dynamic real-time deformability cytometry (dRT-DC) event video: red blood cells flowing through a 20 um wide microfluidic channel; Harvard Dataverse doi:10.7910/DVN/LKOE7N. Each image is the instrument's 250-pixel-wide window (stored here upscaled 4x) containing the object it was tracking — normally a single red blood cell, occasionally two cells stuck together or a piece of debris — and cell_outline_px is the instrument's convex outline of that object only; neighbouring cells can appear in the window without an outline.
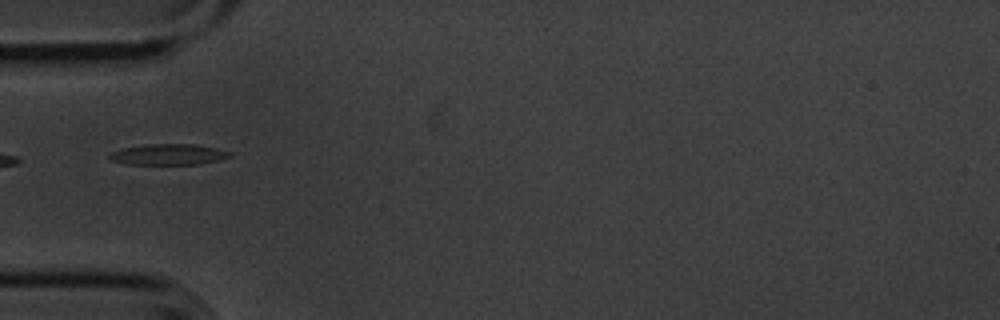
{"species": "common noctule bat (a hibernating species)", "species_latin": "Nyctalus noctula", "temperature_condition": "cold", "stored_images_in_passage": 23, "camera_frame_rate_fps": 3000, "um_per_image_px": 0.085, "animal": {"sex": "male", "body_mass_g": 20.1, "forearm_length_mm": 53.5}, "frame": {"image": 1, "passage_image": 1, "time_ms": 0.0, "image_size_px": [1000, 320], "cell_outline_px": [[232, 156], [200, 164], [124, 164], [112, 160], [108, 156], [112, 152], [120, 148], [148, 144], [196, 144], [216, 148], [232, 152]], "centroid_in_image_um": [14.31, 13.12], "position_along_channel_um": 70.7, "area_um2": 14.62}}
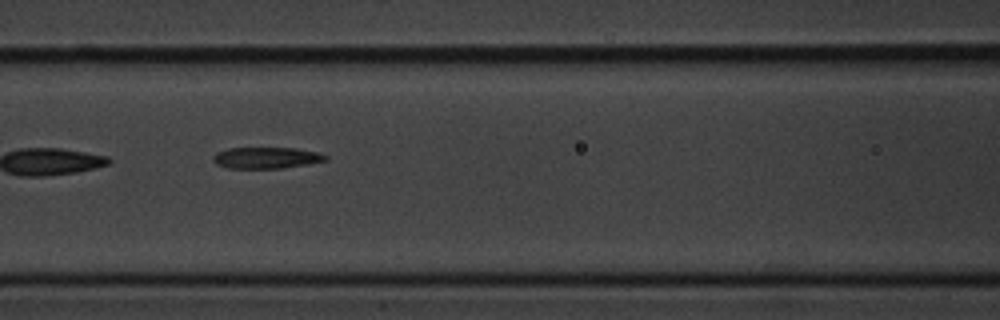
{"frame": {"image": 2, "passage_image": 7, "time_ms": 2.0, "image_size_px": [1000, 320], "cell_outline_px": [[328, 160], [308, 164], [280, 168], [228, 168], [216, 164], [212, 160], [212, 156], [216, 152], [228, 148], [296, 148], [320, 152], [328, 156]], "centroid_in_image_um": [22.64, 13.41], "position_along_channel_um": 144.0, "area_um2": 14.1}}
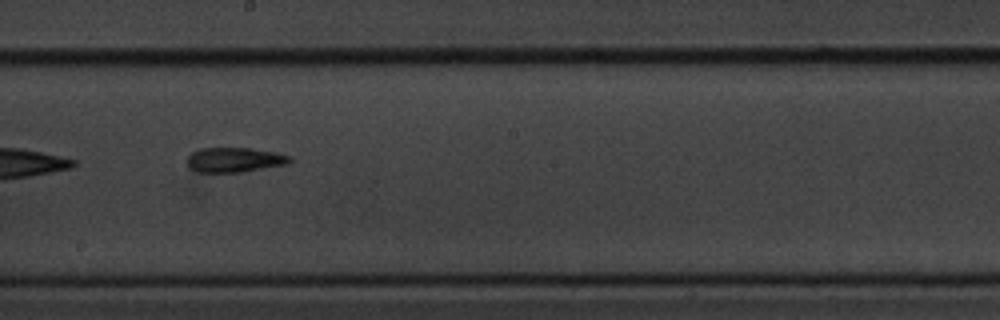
{"frame": {"image": 3, "passage_image": 14, "time_ms": 4.333, "image_size_px": [1000, 320], "cell_outline_px": [[292, 160], [288, 164], [240, 172], [196, 172], [188, 164], [188, 156], [192, 152], [200, 148], [252, 148], [276, 152], [288, 156]], "centroid_in_image_um": [19.94, 13.58], "position_along_channel_um": 228.3, "area_um2": 14.68}}